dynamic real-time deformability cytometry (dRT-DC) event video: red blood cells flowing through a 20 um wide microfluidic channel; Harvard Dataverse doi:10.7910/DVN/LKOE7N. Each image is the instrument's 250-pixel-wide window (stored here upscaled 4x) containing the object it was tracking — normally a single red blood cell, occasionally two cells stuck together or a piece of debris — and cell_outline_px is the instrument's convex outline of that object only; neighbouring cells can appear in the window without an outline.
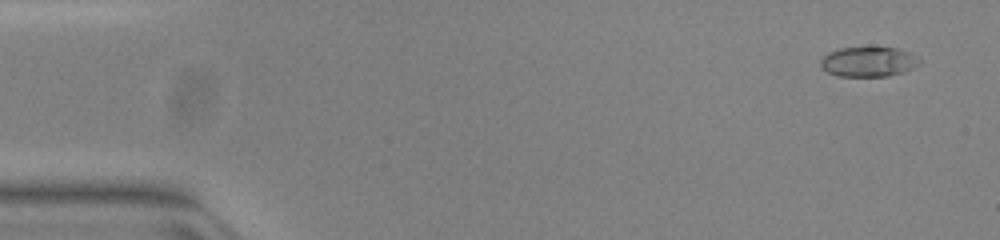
{"species": "common noctule bat (a hibernating species)", "species_latin": "Nyctalus noctula", "temperature_condition": "warm", "stored_images_in_passage": 52, "camera_frame_rate_fps": 3000, "um_per_image_px": 0.085, "animal": {"sex": "female", "body_mass_g": 23.0, "forearm_length_mm": 53.4}, "frame": {"image": 1, "passage_image": 3, "time_ms": 0.667, "image_size_px": [1000, 240], "cell_outline_px": [[920, 64], [904, 72], [888, 76], [836, 76], [820, 68], [820, 60], [828, 52], [840, 48], [896, 48], [908, 52], [916, 56], [920, 60]], "centroid_in_image_um": [73.79, 5.26], "position_along_channel_um": 11.2, "area_um2": 17.17}}
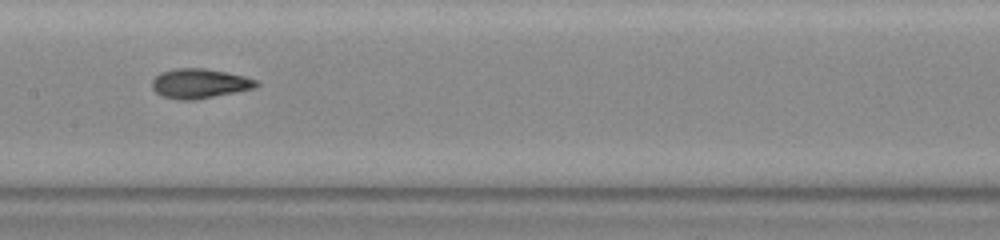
{"frame": {"image": 2, "passage_image": 26, "time_ms": 8.333, "image_size_px": [1000, 240], "cell_outline_px": [[260, 84], [252, 88], [192, 100], [180, 100], [164, 96], [156, 92], [152, 88], [152, 80], [160, 72], [176, 68], [204, 68], [244, 76], [256, 80]], "centroid_in_image_um": [16.91, 7.08], "position_along_channel_um": 190.5, "area_um2": 17.57}}
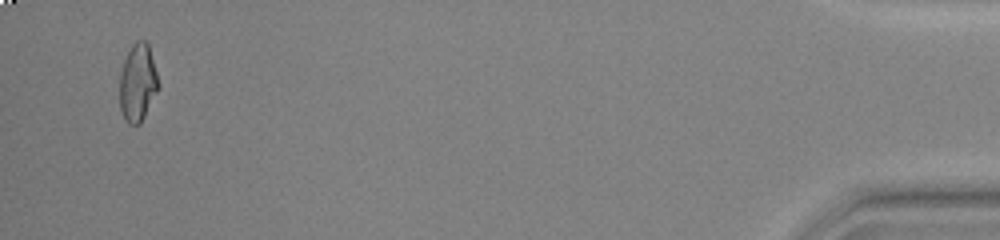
{"frame": {"image": 3, "passage_image": 50, "time_ms": 16.333, "image_size_px": [1000, 240], "cell_outline_px": [[160, 84], [140, 124], [128, 124], [124, 120], [120, 108], [120, 72], [124, 60], [132, 44], [136, 40], [144, 40], [148, 44]], "centroid_in_image_um": [11.69, 7.03], "position_along_channel_um": 423.5, "area_um2": 17.4}, "authors_computed_cell_mechanics": {"area_um2": 17.4267, "velocity_mm_per_s": 4.0015, "shape_relaxation_time_tau1_ms": null, "shape_relaxation_time_tau2_ms": 1.1682, "deformation_change_tau1": null, "deformation_change_tau2": 0.0605}}